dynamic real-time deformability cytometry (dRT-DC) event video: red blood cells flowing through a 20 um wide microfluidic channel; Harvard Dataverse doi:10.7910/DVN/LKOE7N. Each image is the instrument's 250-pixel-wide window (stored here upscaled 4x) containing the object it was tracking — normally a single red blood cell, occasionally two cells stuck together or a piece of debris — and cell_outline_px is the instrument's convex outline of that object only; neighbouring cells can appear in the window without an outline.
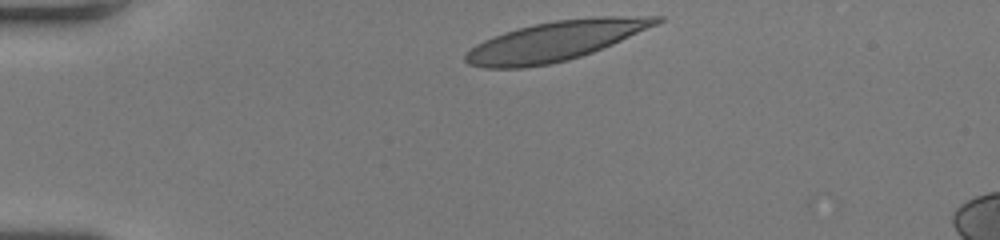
{"species": "human", "species_latin": "Homo sapiens", "temperature_condition": "room temperature", "stored_images_in_passage": 33, "camera_frame_rate_fps": 3000, "um_per_image_px": 0.085, "donor": {"sex": "female"}, "frame": {"image": 1, "passage_image": 1, "time_ms": 0.0, "image_size_px": [1000, 240], "cell_outline_px": [[664, 20], [656, 24], [612, 44], [592, 52], [568, 60], [548, 64], [524, 68], [484, 68], [468, 64], [464, 60], [464, 56], [476, 44], [484, 40], [504, 32], [532, 24], [556, 20], [596, 16], [664, 16]], "centroid_in_image_um": [47.18, 3.48], "position_along_channel_um": 37.8, "area_um2": 43.7}}
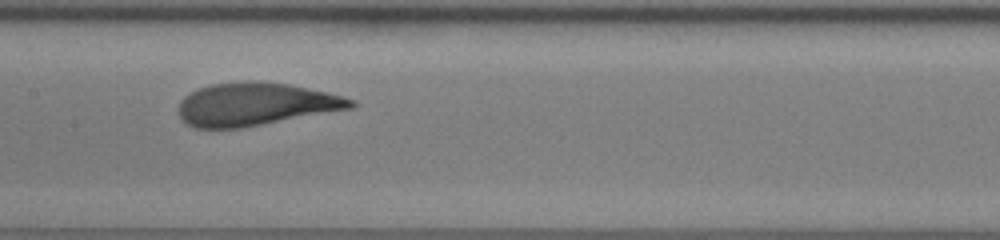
{"frame": {"image": 2, "passage_image": 16, "time_ms": 5.0, "image_size_px": [1000, 240], "cell_outline_px": [[356, 108], [240, 128], [192, 128], [184, 124], [180, 120], [180, 100], [184, 96], [200, 88], [212, 84], [248, 80], [288, 84], [324, 92], [356, 100]], "centroid_in_image_um": [21.71, 8.87], "position_along_channel_um": 185.7, "area_um2": 43.06}}
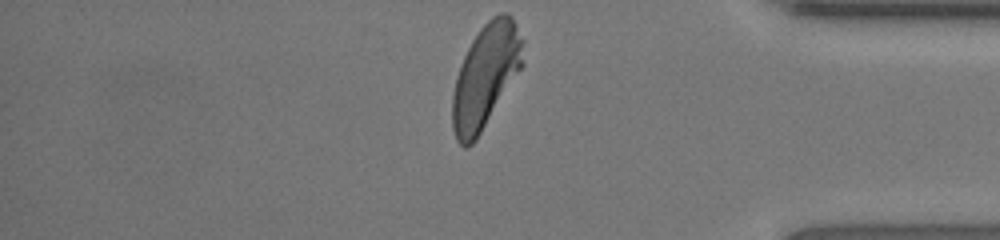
{"frame": {"image": 3, "passage_image": 33, "time_ms": 10.667, "image_size_px": [1000, 240], "cell_outline_px": [[524, 64], [476, 140], [468, 148], [464, 148], [456, 140], [452, 128], [452, 96], [456, 76], [460, 64], [472, 40], [480, 28], [492, 16], [500, 12], [508, 12], [512, 16], [524, 40]], "centroid_in_image_um": [41.29, 6.45], "position_along_channel_um": 393.9, "area_um2": 42.95}, "authors_computed_cell_mechanics": {"area_um2": 43.1766, "velocity_mm_per_s": 4.0329, "shape_relaxation_time_tau1_ms": 2.9448, "shape_relaxation_time_tau2_ms": 0.7994, "deformation_change_tau1": 0.1594, "deformation_change_tau2": 0.076}}